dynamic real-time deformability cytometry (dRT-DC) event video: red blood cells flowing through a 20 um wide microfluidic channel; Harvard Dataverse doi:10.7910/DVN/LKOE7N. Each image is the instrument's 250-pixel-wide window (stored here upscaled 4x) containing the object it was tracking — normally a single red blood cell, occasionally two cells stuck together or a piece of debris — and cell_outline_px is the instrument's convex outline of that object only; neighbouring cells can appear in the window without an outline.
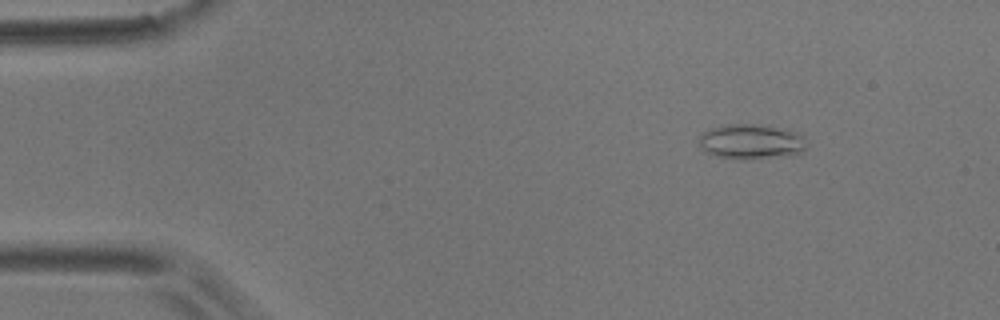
{"species": "common noctule bat (a hibernating species)", "species_latin": "Nyctalus noctula", "temperature_condition": "room temperature", "stored_images_in_passage": 10, "camera_frame_rate_fps": 3000, "um_per_image_px": 0.085, "animal": {"sex": "male", "body_mass_g": 17.9}, "frame": {"image": 1, "passage_image": 2, "time_ms": 1.0, "image_size_px": [1000, 320], "cell_outline_px": [[804, 148], [800, 152], [792, 156], [744, 160], [740, 160], [716, 156], [704, 152], [700, 148], [700, 136], [704, 132], [712, 128], [728, 124], [768, 124], [800, 132], [804, 136]], "centroid_in_image_um": [63.88, 12.04], "position_along_channel_um": 21.1, "area_um2": 22.48}}
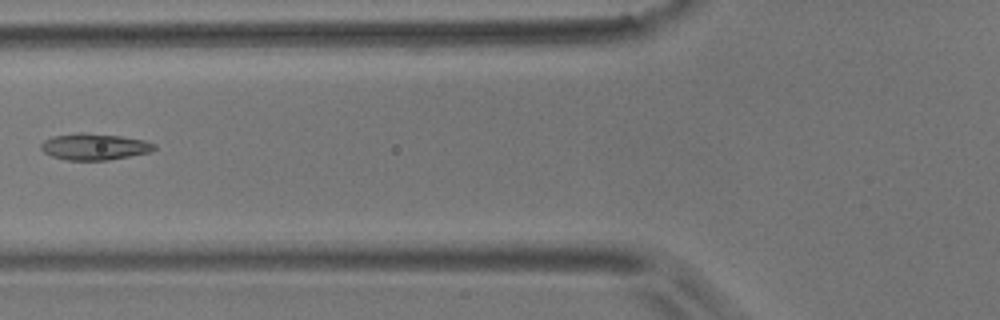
{"frame": {"image": 2, "passage_image": 6, "time_ms": 6.0, "image_size_px": [1000, 320], "cell_outline_px": [[156, 148], [152, 152], [108, 160], [68, 160], [52, 156], [44, 152], [40, 148], [40, 144], [44, 140], [52, 136], [80, 132], [84, 132], [120, 136], [144, 140], [156, 144]], "centroid_in_image_um": [8.03, 12.46], "position_along_channel_um": 117.8, "area_um2": 17.57}}
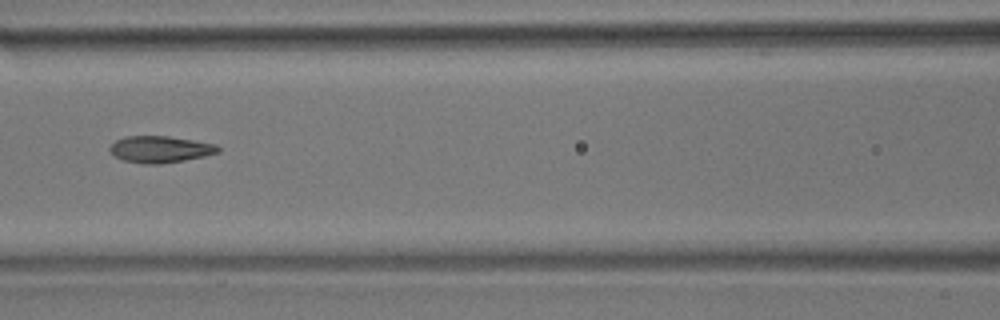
{"frame": {"image": 3, "passage_image": 7, "time_ms": 7.0, "image_size_px": [1000, 320], "cell_outline_px": [[220, 152], [204, 156], [184, 160], [160, 164], [144, 164], [124, 160], [116, 156], [108, 148], [116, 140], [124, 136], [168, 136], [216, 144], [220, 148]], "centroid_in_image_um": [13.63, 12.69], "position_along_channel_um": 153.0, "area_um2": 16.7}}